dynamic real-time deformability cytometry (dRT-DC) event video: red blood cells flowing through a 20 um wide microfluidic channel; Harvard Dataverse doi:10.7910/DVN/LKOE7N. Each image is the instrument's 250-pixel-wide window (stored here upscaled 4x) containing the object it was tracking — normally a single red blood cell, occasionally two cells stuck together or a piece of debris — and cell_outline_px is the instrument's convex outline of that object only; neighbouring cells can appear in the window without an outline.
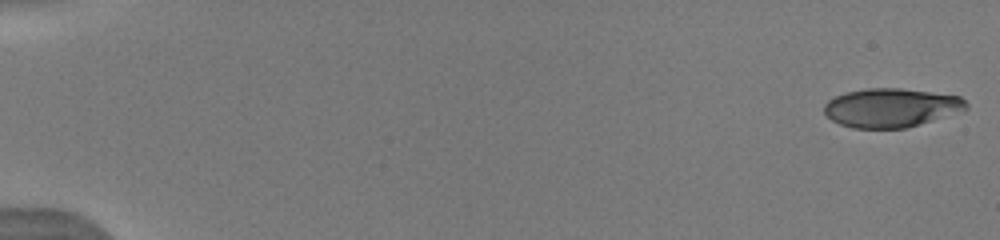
{"species": "human", "species_latin": "Homo sapiens", "temperature_condition": "warm", "stored_images_in_passage": 24, "camera_frame_rate_fps": 3000, "um_per_image_px": 0.085, "donor": {"sex": "male"}, "frame": {"image": 1, "passage_image": 1, "time_ms": 0.0, "image_size_px": [1000, 240], "cell_outline_px": [[968, 108], [904, 128], [852, 128], [840, 124], [832, 120], [824, 112], [824, 104], [828, 100], [844, 92], [868, 88], [900, 88], [960, 96], [968, 104]], "centroid_in_image_um": [75.68, 9.14], "position_along_channel_um": 9.3, "area_um2": 31.67}}
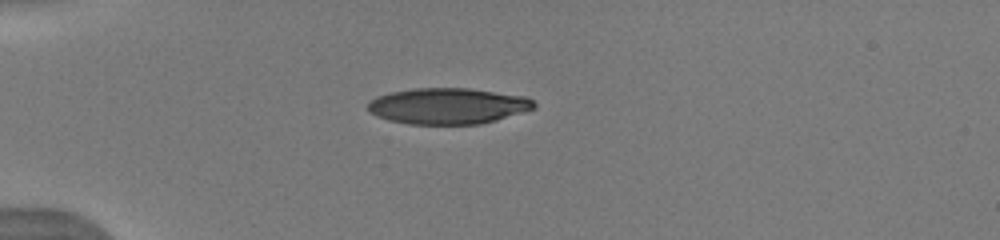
{"frame": {"image": 2, "passage_image": 12, "time_ms": 4.667, "image_size_px": [1000, 240], "cell_outline_px": [[536, 108], [496, 120], [480, 124], [408, 124], [388, 120], [372, 112], [368, 108], [368, 104], [376, 96], [392, 92], [412, 88], [468, 88], [524, 96], [532, 100], [536, 104]], "centroid_in_image_um": [38.1, 9.01], "position_along_channel_um": 46.9, "area_um2": 34.68}}
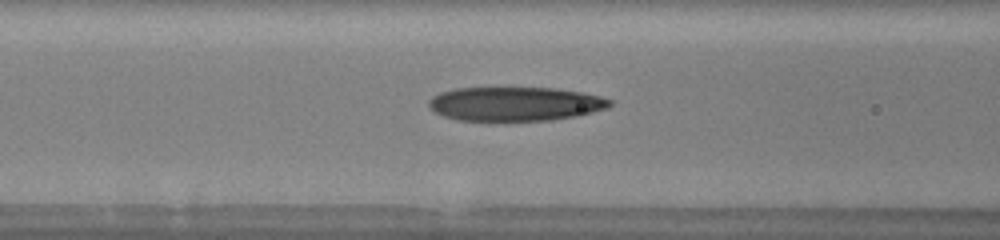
{"frame": {"image": 3, "passage_image": 18, "time_ms": 7.333, "image_size_px": [1000, 240], "cell_outline_px": [[612, 104], [608, 108], [576, 116], [552, 120], [460, 120], [444, 116], [436, 112], [428, 104], [428, 100], [432, 96], [440, 92], [456, 88], [556, 88], [580, 92], [600, 96], [612, 100]], "centroid_in_image_um": [43.8, 8.82], "position_along_channel_um": 122.8, "area_um2": 35.72}}